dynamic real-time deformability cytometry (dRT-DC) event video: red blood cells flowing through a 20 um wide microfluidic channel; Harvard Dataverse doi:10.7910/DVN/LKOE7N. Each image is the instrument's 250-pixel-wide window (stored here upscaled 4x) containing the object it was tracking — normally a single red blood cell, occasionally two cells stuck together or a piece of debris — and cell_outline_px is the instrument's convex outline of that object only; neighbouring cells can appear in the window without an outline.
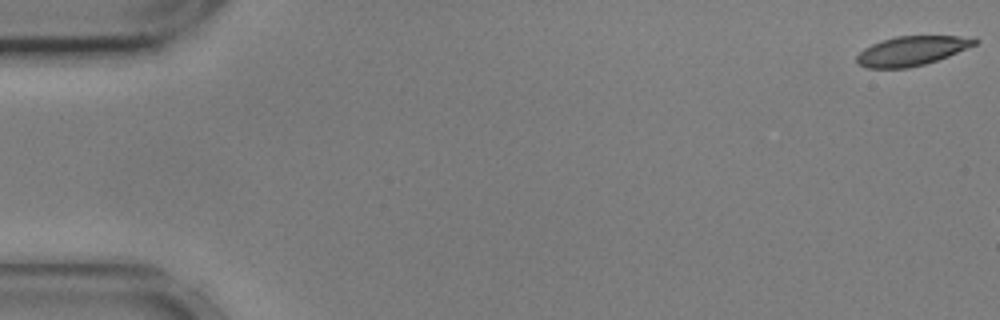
{"species": "common noctule bat (a hibernating species)", "species_latin": "Nyctalus noctula", "temperature_condition": "cold", "stored_images_in_passage": 7, "camera_frame_rate_fps": 3000, "um_per_image_px": 0.085, "animal": {"sex": "male", "body_mass_g": 17.9, "forearm_length_mm": 54.2}, "frame": {"image": 1, "passage_image": 1, "time_ms": 0.0, "image_size_px": [1000, 320], "cell_outline_px": [[980, 40], [976, 44], [948, 56], [924, 64], [908, 68], [868, 68], [856, 64], [856, 56], [864, 48], [872, 44], [896, 36], [956, 36]], "centroid_in_image_um": [77.44, 4.33], "position_along_channel_um": 7.6, "area_um2": 19.94}}